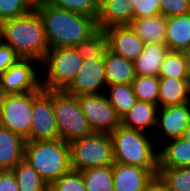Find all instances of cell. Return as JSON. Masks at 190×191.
Instances as JSON below:
<instances>
[{
    "instance_id": "obj_1",
    "label": "cell",
    "mask_w": 190,
    "mask_h": 191,
    "mask_svg": "<svg viewBox=\"0 0 190 191\" xmlns=\"http://www.w3.org/2000/svg\"><path fill=\"white\" fill-rule=\"evenodd\" d=\"M35 10L43 20L50 48L74 47L98 30L94 17L57 8L48 3Z\"/></svg>"
},
{
    "instance_id": "obj_2",
    "label": "cell",
    "mask_w": 190,
    "mask_h": 191,
    "mask_svg": "<svg viewBox=\"0 0 190 191\" xmlns=\"http://www.w3.org/2000/svg\"><path fill=\"white\" fill-rule=\"evenodd\" d=\"M0 40L21 58H32L40 63L50 50L43 20L35 9L24 16L2 21Z\"/></svg>"
},
{
    "instance_id": "obj_3",
    "label": "cell",
    "mask_w": 190,
    "mask_h": 191,
    "mask_svg": "<svg viewBox=\"0 0 190 191\" xmlns=\"http://www.w3.org/2000/svg\"><path fill=\"white\" fill-rule=\"evenodd\" d=\"M110 135L114 162L141 168L159 167L158 146L151 134L121 124Z\"/></svg>"
},
{
    "instance_id": "obj_4",
    "label": "cell",
    "mask_w": 190,
    "mask_h": 191,
    "mask_svg": "<svg viewBox=\"0 0 190 191\" xmlns=\"http://www.w3.org/2000/svg\"><path fill=\"white\" fill-rule=\"evenodd\" d=\"M24 159L48 185L71 169L69 143L62 139L26 141Z\"/></svg>"
},
{
    "instance_id": "obj_5",
    "label": "cell",
    "mask_w": 190,
    "mask_h": 191,
    "mask_svg": "<svg viewBox=\"0 0 190 191\" xmlns=\"http://www.w3.org/2000/svg\"><path fill=\"white\" fill-rule=\"evenodd\" d=\"M83 61L75 47L50 48L40 66L41 87L45 90H65L76 77Z\"/></svg>"
},
{
    "instance_id": "obj_6",
    "label": "cell",
    "mask_w": 190,
    "mask_h": 191,
    "mask_svg": "<svg viewBox=\"0 0 190 191\" xmlns=\"http://www.w3.org/2000/svg\"><path fill=\"white\" fill-rule=\"evenodd\" d=\"M53 109L59 137L63 141L71 143L93 133L77 96L70 95L64 90H53Z\"/></svg>"
},
{
    "instance_id": "obj_7",
    "label": "cell",
    "mask_w": 190,
    "mask_h": 191,
    "mask_svg": "<svg viewBox=\"0 0 190 191\" xmlns=\"http://www.w3.org/2000/svg\"><path fill=\"white\" fill-rule=\"evenodd\" d=\"M71 169L83 171L89 168L113 165V141L110 134L92 133L69 143Z\"/></svg>"
},
{
    "instance_id": "obj_8",
    "label": "cell",
    "mask_w": 190,
    "mask_h": 191,
    "mask_svg": "<svg viewBox=\"0 0 190 191\" xmlns=\"http://www.w3.org/2000/svg\"><path fill=\"white\" fill-rule=\"evenodd\" d=\"M60 139L53 109V90L41 88L32 92V124L30 141Z\"/></svg>"
},
{
    "instance_id": "obj_9",
    "label": "cell",
    "mask_w": 190,
    "mask_h": 191,
    "mask_svg": "<svg viewBox=\"0 0 190 191\" xmlns=\"http://www.w3.org/2000/svg\"><path fill=\"white\" fill-rule=\"evenodd\" d=\"M41 63L32 58H21L0 75V88L5 95L39 91Z\"/></svg>"
},
{
    "instance_id": "obj_10",
    "label": "cell",
    "mask_w": 190,
    "mask_h": 191,
    "mask_svg": "<svg viewBox=\"0 0 190 191\" xmlns=\"http://www.w3.org/2000/svg\"><path fill=\"white\" fill-rule=\"evenodd\" d=\"M77 98L93 133L111 134L121 125V117L105 93L82 94Z\"/></svg>"
},
{
    "instance_id": "obj_11",
    "label": "cell",
    "mask_w": 190,
    "mask_h": 191,
    "mask_svg": "<svg viewBox=\"0 0 190 191\" xmlns=\"http://www.w3.org/2000/svg\"><path fill=\"white\" fill-rule=\"evenodd\" d=\"M32 124V92L5 95L0 125L30 141Z\"/></svg>"
},
{
    "instance_id": "obj_12",
    "label": "cell",
    "mask_w": 190,
    "mask_h": 191,
    "mask_svg": "<svg viewBox=\"0 0 190 191\" xmlns=\"http://www.w3.org/2000/svg\"><path fill=\"white\" fill-rule=\"evenodd\" d=\"M189 124L190 102L159 108L157 113V125L153 135L155 142L158 139L156 145L159 147L163 142L167 140L181 138ZM162 139L164 141H162Z\"/></svg>"
},
{
    "instance_id": "obj_13",
    "label": "cell",
    "mask_w": 190,
    "mask_h": 191,
    "mask_svg": "<svg viewBox=\"0 0 190 191\" xmlns=\"http://www.w3.org/2000/svg\"><path fill=\"white\" fill-rule=\"evenodd\" d=\"M107 82L104 72V55L97 59L84 60L76 77L64 90L74 96L82 94H103L106 91Z\"/></svg>"
},
{
    "instance_id": "obj_14",
    "label": "cell",
    "mask_w": 190,
    "mask_h": 191,
    "mask_svg": "<svg viewBox=\"0 0 190 191\" xmlns=\"http://www.w3.org/2000/svg\"><path fill=\"white\" fill-rule=\"evenodd\" d=\"M107 48L113 53L134 62L143 52L145 43L129 26H112L104 29Z\"/></svg>"
},
{
    "instance_id": "obj_15",
    "label": "cell",
    "mask_w": 190,
    "mask_h": 191,
    "mask_svg": "<svg viewBox=\"0 0 190 191\" xmlns=\"http://www.w3.org/2000/svg\"><path fill=\"white\" fill-rule=\"evenodd\" d=\"M158 168L115 162L113 164L114 191H144L147 183L157 175Z\"/></svg>"
},
{
    "instance_id": "obj_16",
    "label": "cell",
    "mask_w": 190,
    "mask_h": 191,
    "mask_svg": "<svg viewBox=\"0 0 190 191\" xmlns=\"http://www.w3.org/2000/svg\"><path fill=\"white\" fill-rule=\"evenodd\" d=\"M131 0H100V12L97 18L98 29L112 26L130 25L133 21Z\"/></svg>"
},
{
    "instance_id": "obj_17",
    "label": "cell",
    "mask_w": 190,
    "mask_h": 191,
    "mask_svg": "<svg viewBox=\"0 0 190 191\" xmlns=\"http://www.w3.org/2000/svg\"><path fill=\"white\" fill-rule=\"evenodd\" d=\"M158 109L157 104L137 100L133 107L121 118V124L154 135Z\"/></svg>"
},
{
    "instance_id": "obj_18",
    "label": "cell",
    "mask_w": 190,
    "mask_h": 191,
    "mask_svg": "<svg viewBox=\"0 0 190 191\" xmlns=\"http://www.w3.org/2000/svg\"><path fill=\"white\" fill-rule=\"evenodd\" d=\"M26 140L0 125V170H13L24 159Z\"/></svg>"
},
{
    "instance_id": "obj_19",
    "label": "cell",
    "mask_w": 190,
    "mask_h": 191,
    "mask_svg": "<svg viewBox=\"0 0 190 191\" xmlns=\"http://www.w3.org/2000/svg\"><path fill=\"white\" fill-rule=\"evenodd\" d=\"M104 72L107 86L131 84L136 77L134 62L113 53L108 48L104 53Z\"/></svg>"
},
{
    "instance_id": "obj_20",
    "label": "cell",
    "mask_w": 190,
    "mask_h": 191,
    "mask_svg": "<svg viewBox=\"0 0 190 191\" xmlns=\"http://www.w3.org/2000/svg\"><path fill=\"white\" fill-rule=\"evenodd\" d=\"M158 156V168L190 166V142L182 137L167 140L158 147Z\"/></svg>"
},
{
    "instance_id": "obj_21",
    "label": "cell",
    "mask_w": 190,
    "mask_h": 191,
    "mask_svg": "<svg viewBox=\"0 0 190 191\" xmlns=\"http://www.w3.org/2000/svg\"><path fill=\"white\" fill-rule=\"evenodd\" d=\"M187 102H190V80L159 77V108L180 105Z\"/></svg>"
},
{
    "instance_id": "obj_22",
    "label": "cell",
    "mask_w": 190,
    "mask_h": 191,
    "mask_svg": "<svg viewBox=\"0 0 190 191\" xmlns=\"http://www.w3.org/2000/svg\"><path fill=\"white\" fill-rule=\"evenodd\" d=\"M167 18L162 14L152 17L134 18L129 25L145 43L166 45Z\"/></svg>"
},
{
    "instance_id": "obj_23",
    "label": "cell",
    "mask_w": 190,
    "mask_h": 191,
    "mask_svg": "<svg viewBox=\"0 0 190 191\" xmlns=\"http://www.w3.org/2000/svg\"><path fill=\"white\" fill-rule=\"evenodd\" d=\"M166 45L170 51L186 52L190 45V13L167 17Z\"/></svg>"
},
{
    "instance_id": "obj_24",
    "label": "cell",
    "mask_w": 190,
    "mask_h": 191,
    "mask_svg": "<svg viewBox=\"0 0 190 191\" xmlns=\"http://www.w3.org/2000/svg\"><path fill=\"white\" fill-rule=\"evenodd\" d=\"M169 48L163 44H145L143 52L134 61L135 73L140 76H159Z\"/></svg>"
},
{
    "instance_id": "obj_25",
    "label": "cell",
    "mask_w": 190,
    "mask_h": 191,
    "mask_svg": "<svg viewBox=\"0 0 190 191\" xmlns=\"http://www.w3.org/2000/svg\"><path fill=\"white\" fill-rule=\"evenodd\" d=\"M159 77L190 80V61L185 52L169 50L162 63Z\"/></svg>"
},
{
    "instance_id": "obj_26",
    "label": "cell",
    "mask_w": 190,
    "mask_h": 191,
    "mask_svg": "<svg viewBox=\"0 0 190 191\" xmlns=\"http://www.w3.org/2000/svg\"><path fill=\"white\" fill-rule=\"evenodd\" d=\"M105 94L122 118L136 103L137 97L131 84H114L106 87Z\"/></svg>"
},
{
    "instance_id": "obj_27",
    "label": "cell",
    "mask_w": 190,
    "mask_h": 191,
    "mask_svg": "<svg viewBox=\"0 0 190 191\" xmlns=\"http://www.w3.org/2000/svg\"><path fill=\"white\" fill-rule=\"evenodd\" d=\"M86 191H114L113 165L81 171Z\"/></svg>"
},
{
    "instance_id": "obj_28",
    "label": "cell",
    "mask_w": 190,
    "mask_h": 191,
    "mask_svg": "<svg viewBox=\"0 0 190 191\" xmlns=\"http://www.w3.org/2000/svg\"><path fill=\"white\" fill-rule=\"evenodd\" d=\"M12 171L19 191H48V184L25 159L20 161Z\"/></svg>"
},
{
    "instance_id": "obj_29",
    "label": "cell",
    "mask_w": 190,
    "mask_h": 191,
    "mask_svg": "<svg viewBox=\"0 0 190 191\" xmlns=\"http://www.w3.org/2000/svg\"><path fill=\"white\" fill-rule=\"evenodd\" d=\"M157 175L168 191H190V166L158 168Z\"/></svg>"
},
{
    "instance_id": "obj_30",
    "label": "cell",
    "mask_w": 190,
    "mask_h": 191,
    "mask_svg": "<svg viewBox=\"0 0 190 191\" xmlns=\"http://www.w3.org/2000/svg\"><path fill=\"white\" fill-rule=\"evenodd\" d=\"M83 60H92L102 57L107 49V37L102 29H98L88 39L74 46Z\"/></svg>"
},
{
    "instance_id": "obj_31",
    "label": "cell",
    "mask_w": 190,
    "mask_h": 191,
    "mask_svg": "<svg viewBox=\"0 0 190 191\" xmlns=\"http://www.w3.org/2000/svg\"><path fill=\"white\" fill-rule=\"evenodd\" d=\"M131 85L137 100L158 105L159 76L136 75Z\"/></svg>"
},
{
    "instance_id": "obj_32",
    "label": "cell",
    "mask_w": 190,
    "mask_h": 191,
    "mask_svg": "<svg viewBox=\"0 0 190 191\" xmlns=\"http://www.w3.org/2000/svg\"><path fill=\"white\" fill-rule=\"evenodd\" d=\"M47 3L57 8L94 17L96 20L100 12V0H48Z\"/></svg>"
},
{
    "instance_id": "obj_33",
    "label": "cell",
    "mask_w": 190,
    "mask_h": 191,
    "mask_svg": "<svg viewBox=\"0 0 190 191\" xmlns=\"http://www.w3.org/2000/svg\"><path fill=\"white\" fill-rule=\"evenodd\" d=\"M48 191H86L81 171L70 169L49 184Z\"/></svg>"
},
{
    "instance_id": "obj_34",
    "label": "cell",
    "mask_w": 190,
    "mask_h": 191,
    "mask_svg": "<svg viewBox=\"0 0 190 191\" xmlns=\"http://www.w3.org/2000/svg\"><path fill=\"white\" fill-rule=\"evenodd\" d=\"M34 10L26 0H0V23L24 16Z\"/></svg>"
},
{
    "instance_id": "obj_35",
    "label": "cell",
    "mask_w": 190,
    "mask_h": 191,
    "mask_svg": "<svg viewBox=\"0 0 190 191\" xmlns=\"http://www.w3.org/2000/svg\"><path fill=\"white\" fill-rule=\"evenodd\" d=\"M134 18L152 17L160 14V0H131Z\"/></svg>"
},
{
    "instance_id": "obj_36",
    "label": "cell",
    "mask_w": 190,
    "mask_h": 191,
    "mask_svg": "<svg viewBox=\"0 0 190 191\" xmlns=\"http://www.w3.org/2000/svg\"><path fill=\"white\" fill-rule=\"evenodd\" d=\"M190 13L189 0H160V14L174 17Z\"/></svg>"
},
{
    "instance_id": "obj_37",
    "label": "cell",
    "mask_w": 190,
    "mask_h": 191,
    "mask_svg": "<svg viewBox=\"0 0 190 191\" xmlns=\"http://www.w3.org/2000/svg\"><path fill=\"white\" fill-rule=\"evenodd\" d=\"M21 57L7 44L0 40V75Z\"/></svg>"
},
{
    "instance_id": "obj_38",
    "label": "cell",
    "mask_w": 190,
    "mask_h": 191,
    "mask_svg": "<svg viewBox=\"0 0 190 191\" xmlns=\"http://www.w3.org/2000/svg\"><path fill=\"white\" fill-rule=\"evenodd\" d=\"M0 191H19L18 183L12 170H0Z\"/></svg>"
},
{
    "instance_id": "obj_39",
    "label": "cell",
    "mask_w": 190,
    "mask_h": 191,
    "mask_svg": "<svg viewBox=\"0 0 190 191\" xmlns=\"http://www.w3.org/2000/svg\"><path fill=\"white\" fill-rule=\"evenodd\" d=\"M144 191H168V189L160 177L158 175H154L147 183Z\"/></svg>"
},
{
    "instance_id": "obj_40",
    "label": "cell",
    "mask_w": 190,
    "mask_h": 191,
    "mask_svg": "<svg viewBox=\"0 0 190 191\" xmlns=\"http://www.w3.org/2000/svg\"><path fill=\"white\" fill-rule=\"evenodd\" d=\"M29 5L33 8L36 9L37 7L46 4L48 0H26Z\"/></svg>"
},
{
    "instance_id": "obj_41",
    "label": "cell",
    "mask_w": 190,
    "mask_h": 191,
    "mask_svg": "<svg viewBox=\"0 0 190 191\" xmlns=\"http://www.w3.org/2000/svg\"><path fill=\"white\" fill-rule=\"evenodd\" d=\"M182 138L190 142V124L184 131Z\"/></svg>"
},
{
    "instance_id": "obj_42",
    "label": "cell",
    "mask_w": 190,
    "mask_h": 191,
    "mask_svg": "<svg viewBox=\"0 0 190 191\" xmlns=\"http://www.w3.org/2000/svg\"><path fill=\"white\" fill-rule=\"evenodd\" d=\"M5 94L3 93V91L0 88V118H1V109H2V102L4 99Z\"/></svg>"
},
{
    "instance_id": "obj_43",
    "label": "cell",
    "mask_w": 190,
    "mask_h": 191,
    "mask_svg": "<svg viewBox=\"0 0 190 191\" xmlns=\"http://www.w3.org/2000/svg\"><path fill=\"white\" fill-rule=\"evenodd\" d=\"M185 54L187 55V58L190 61V45H189L188 49L186 50Z\"/></svg>"
}]
</instances>
